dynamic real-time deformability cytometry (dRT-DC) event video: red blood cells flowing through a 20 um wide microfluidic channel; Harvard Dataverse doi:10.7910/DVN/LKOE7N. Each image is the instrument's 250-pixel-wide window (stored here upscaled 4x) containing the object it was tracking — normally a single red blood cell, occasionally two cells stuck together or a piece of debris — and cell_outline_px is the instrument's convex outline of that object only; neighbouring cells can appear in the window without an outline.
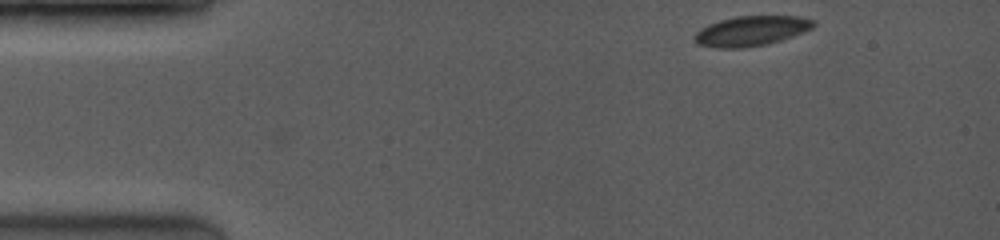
{"species": "common noctule bat (a hibernating species)", "species_latin": "Nyctalus noctula", "temperature_condition": "room temperature", "stored_images_in_passage": 2, "camera_frame_rate_fps": 3500, "um_per_image_px": 0.085, "animal": {"sex": "female", "body_mass_g": 19.0, "forearm_length_mm": 53.3}, "frame": {"image": 1, "passage_image": 1, "time_ms": 0.0, "image_size_px": [1000, 240], "cell_outline_px": [[816, 24], [812, 28], [792, 36], [768, 44], [744, 48], [716, 48], [696, 44], [692, 36], [700, 28], [708, 24], [720, 20], [736, 16], [800, 16], [816, 20]], "centroid_in_image_um": [63.82, 2.63], "position_along_channel_um": 21.2, "area_um2": 20.98}}